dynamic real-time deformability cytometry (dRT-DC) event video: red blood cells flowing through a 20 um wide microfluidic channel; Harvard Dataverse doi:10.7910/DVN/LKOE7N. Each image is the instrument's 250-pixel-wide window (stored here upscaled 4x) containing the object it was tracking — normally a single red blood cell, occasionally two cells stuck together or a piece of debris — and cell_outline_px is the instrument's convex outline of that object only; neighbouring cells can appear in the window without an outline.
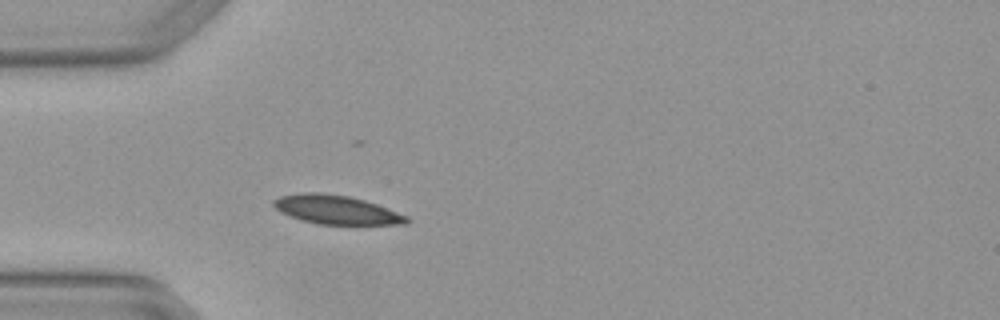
{"species": "Egyptian fruit bat (a non-hibernating species)", "species_latin": "Rousettus aegyptiacus", "temperature_condition": "warm", "stored_images_in_passage": 3, "camera_frame_rate_fps": 3000, "um_per_image_px": 0.085, "animal": {"sex": "female"}, "frame": {"image": 1, "passage_image": 3, "time_ms": 0.667, "image_size_px": [1000, 320], "cell_outline_px": [[412, 220], [408, 224], [316, 224], [300, 220], [280, 212], [272, 204], [272, 200], [280, 196], [304, 192], [320, 192], [348, 196], [364, 200], [376, 204], [408, 216]], "centroid_in_image_um": [28.58, 17.83], "position_along_channel_um": 56.4, "area_um2": 22.43}}